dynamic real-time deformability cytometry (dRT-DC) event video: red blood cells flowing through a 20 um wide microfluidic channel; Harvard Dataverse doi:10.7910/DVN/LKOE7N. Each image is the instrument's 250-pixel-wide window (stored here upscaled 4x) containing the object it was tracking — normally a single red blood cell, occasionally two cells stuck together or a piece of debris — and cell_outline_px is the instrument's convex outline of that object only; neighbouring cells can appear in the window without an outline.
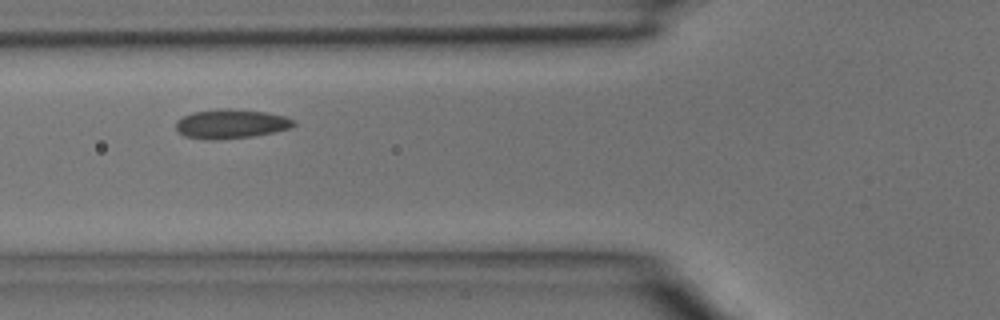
{"species": "common noctule bat (a hibernating species)", "species_latin": "Nyctalus noctula", "temperature_condition": "room temperature", "stored_images_in_passage": 4, "camera_frame_rate_fps": 3000, "um_per_image_px": 0.085, "animal": {"sex": "male", "body_mass_g": 15.6}, "frame": {"image": 1, "passage_image": 4, "time_ms": 1.0, "image_size_px": [1000, 320], "cell_outline_px": [[296, 124], [292, 128], [252, 136], [204, 140], [184, 136], [176, 128], [176, 120], [192, 112], [224, 108], [232, 108], [268, 112], [284, 116], [296, 120]], "centroid_in_image_um": [19.65, 10.51], "position_along_channel_um": 106.1, "area_um2": 20.11}}